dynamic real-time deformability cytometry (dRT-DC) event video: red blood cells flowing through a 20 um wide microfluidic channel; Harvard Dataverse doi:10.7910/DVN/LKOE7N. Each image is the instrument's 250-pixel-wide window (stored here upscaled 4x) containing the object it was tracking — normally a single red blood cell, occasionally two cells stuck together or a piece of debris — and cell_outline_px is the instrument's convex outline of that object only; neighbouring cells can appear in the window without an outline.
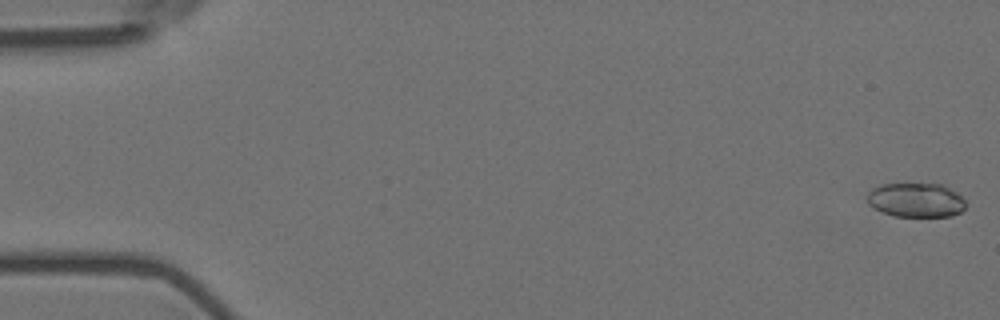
{"species": "Egyptian fruit bat (a non-hibernating species)", "species_latin": "Rousettus aegyptiacus", "temperature_condition": "room temperature", "stored_images_in_passage": 56, "camera_frame_rate_fps": 3000, "um_per_image_px": 0.085, "animal": {"sex": "female"}, "frame": {"image": 1, "passage_image": 1, "time_ms": 0.0, "image_size_px": [1000, 320], "cell_outline_px": [[964, 208], [960, 212], [952, 216], [892, 216], [872, 208], [868, 204], [864, 196], [872, 188], [884, 184], [940, 184], [956, 192], [964, 200]], "centroid_in_image_um": [77.78, 17.01], "position_along_channel_um": 7.2, "area_um2": 19.71}}
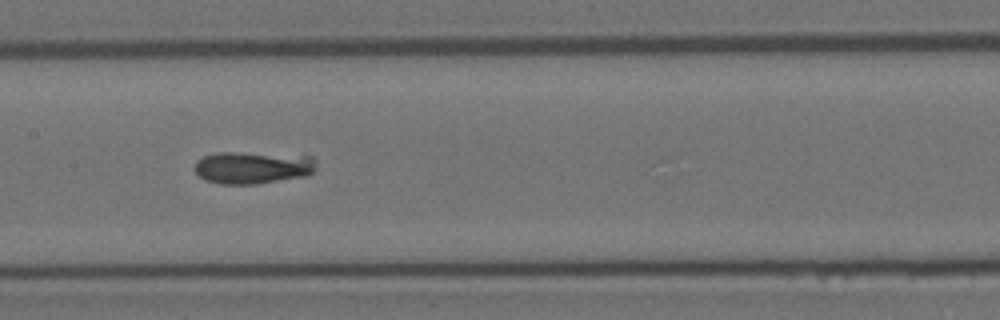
{"frame": {"image": 2, "passage_image": 28, "time_ms": 9.0, "image_size_px": [1000, 320], "cell_outline_px": [[316, 168], [308, 176], [256, 184], [220, 184], [204, 180], [192, 168], [196, 160], [204, 156], [216, 152], [240, 152], [312, 156], [316, 160]], "centroid_in_image_um": [21.47, 14.24], "position_along_channel_um": 185.9, "area_um2": 23.29}}
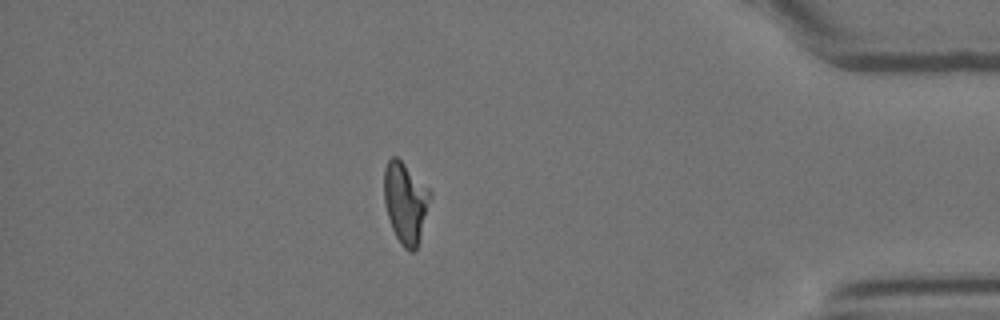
{"frame": {"image": 3, "passage_image": 49, "time_ms": 16.0, "image_size_px": [1000, 320], "cell_outline_px": [[432, 196], [420, 240], [416, 248], [412, 252], [408, 252], [404, 248], [396, 236], [392, 228], [384, 204], [384, 168], [388, 160], [392, 156], [396, 156], [432, 192]], "centroid_in_image_um": [34.47, 17.24], "position_along_channel_um": 400.7, "area_um2": 21.79}, "authors_computed_cell_mechanics": {"area_um2": 22.3686, "velocity_mm_per_s": 3.631, "shape_relaxation_time_tau1_ms": null, "shape_relaxation_time_tau2_ms": 2.5812, "deformation_change_tau1": null, "deformation_change_tau2": 0.0451}}